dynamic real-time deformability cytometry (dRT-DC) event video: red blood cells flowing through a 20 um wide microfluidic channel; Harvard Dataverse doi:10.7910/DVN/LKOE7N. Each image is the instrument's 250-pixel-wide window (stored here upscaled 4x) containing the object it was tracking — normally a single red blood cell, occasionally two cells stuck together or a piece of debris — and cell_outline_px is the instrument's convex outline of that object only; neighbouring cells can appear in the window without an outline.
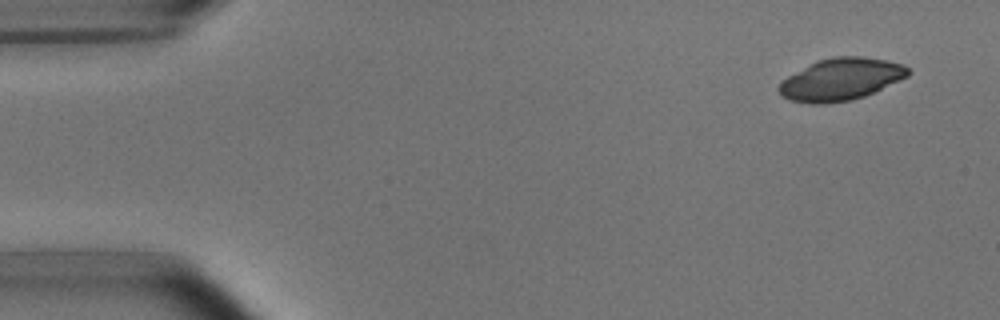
{"species": "common noctule bat (a hibernating species)", "species_latin": "Nyctalus noctula", "temperature_condition": "room temperature", "stored_images_in_passage": 4, "camera_frame_rate_fps": 3000, "um_per_image_px": 0.085, "animal": {"sex": "male", "body_mass_g": 15.6}, "frame": {"image": 1, "passage_image": 1, "time_ms": 0.0, "image_size_px": [1000, 320], "cell_outline_px": [[912, 72], [908, 76], [864, 96], [852, 100], [824, 104], [808, 104], [792, 100], [780, 96], [776, 88], [788, 76], [816, 60], [832, 56], [860, 56], [884, 60], [904, 64]], "centroid_in_image_um": [71.45, 6.74], "position_along_channel_um": 13.6, "area_um2": 31.73}}